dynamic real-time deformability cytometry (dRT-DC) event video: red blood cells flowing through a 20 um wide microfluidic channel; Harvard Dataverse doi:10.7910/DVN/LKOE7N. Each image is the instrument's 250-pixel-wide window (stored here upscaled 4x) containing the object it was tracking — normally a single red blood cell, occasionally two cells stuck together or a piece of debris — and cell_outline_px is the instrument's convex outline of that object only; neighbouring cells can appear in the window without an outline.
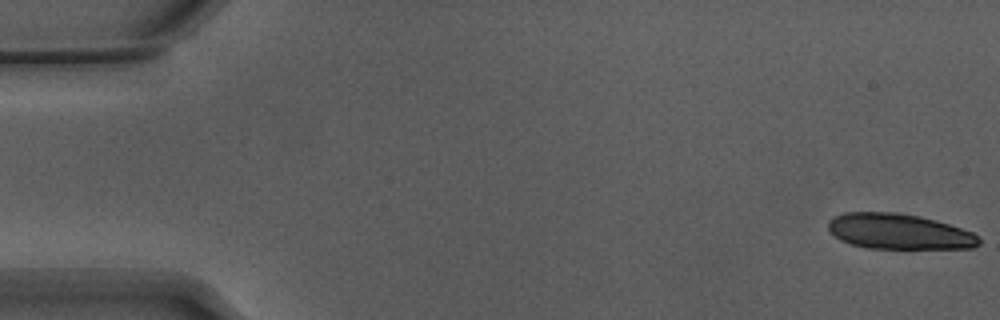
{"species": "Egyptian fruit bat (a non-hibernating species)", "species_latin": "Rousettus aegyptiacus", "temperature_condition": "warm", "stored_images_in_passage": 14, "camera_frame_rate_fps": 3000, "um_per_image_px": 0.085, "animal": {"sex": "male"}, "frame": {"image": 1, "passage_image": 1, "time_ms": 0.0, "image_size_px": [1000, 320], "cell_outline_px": [[980, 244], [972, 248], [868, 248], [852, 244], [840, 240], [828, 228], [828, 220], [844, 212], [896, 212], [920, 216], [936, 220], [972, 232], [980, 236]], "centroid_in_image_um": [76.42, 19.67], "position_along_channel_um": 8.6, "area_um2": 31.04}}